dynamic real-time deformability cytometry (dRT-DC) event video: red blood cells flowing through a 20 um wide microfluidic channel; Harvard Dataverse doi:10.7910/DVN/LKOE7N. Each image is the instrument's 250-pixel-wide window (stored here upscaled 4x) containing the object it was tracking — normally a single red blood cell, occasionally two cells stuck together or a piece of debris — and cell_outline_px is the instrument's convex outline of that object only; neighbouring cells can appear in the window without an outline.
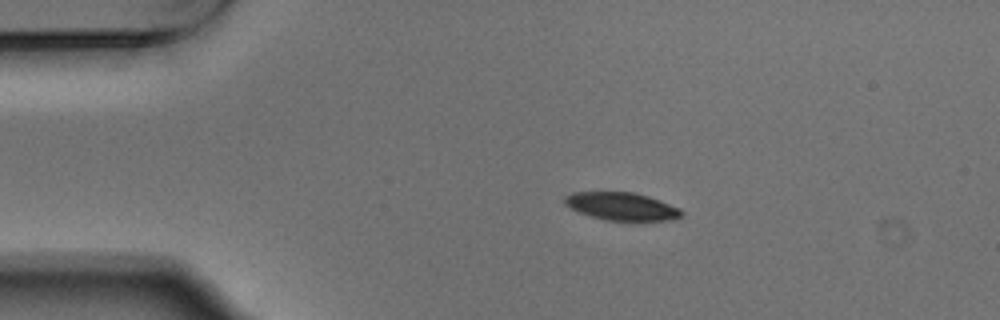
{"species": "Egyptian fruit bat (a non-hibernating species)", "species_latin": "Rousettus aegyptiacus", "temperature_condition": "warm", "stored_images_in_passage": 45, "camera_frame_rate_fps": 3000, "um_per_image_px": 0.085, "animal": {"sex": "male"}, "frame": {"image": 1, "passage_image": 1, "time_ms": 0.0, "image_size_px": [1000, 320], "cell_outline_px": [[684, 212], [680, 216], [672, 220], [640, 224], [636, 224], [604, 220], [580, 212], [564, 204], [564, 196], [572, 192], [632, 192], [648, 196], [660, 200], [680, 208]], "centroid_in_image_um": [52.92, 17.6], "position_along_channel_um": 32.1, "area_um2": 19.83}}
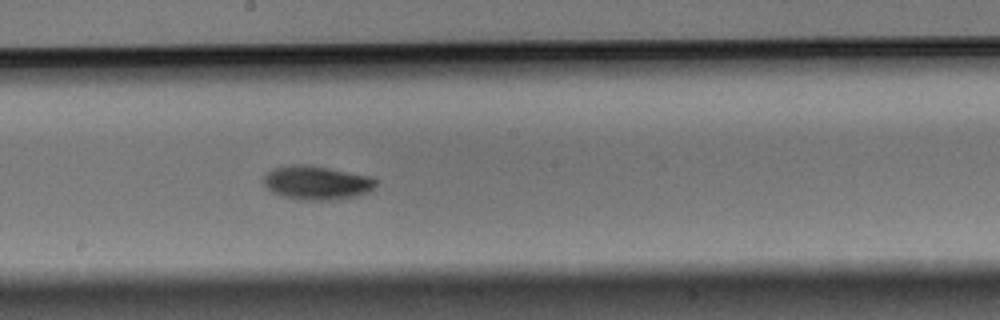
{"frame": {"image": 2, "passage_image": 20, "time_ms": 6.333, "image_size_px": [1000, 320], "cell_outline_px": [[376, 184], [368, 192], [356, 196], [332, 200], [300, 200], [280, 196], [272, 192], [264, 184], [264, 176], [272, 168], [292, 164], [300, 164], [328, 168], [368, 176], [376, 180]], "centroid_in_image_um": [26.87, 15.54], "position_along_channel_um": 221.3, "area_um2": 21.96}}
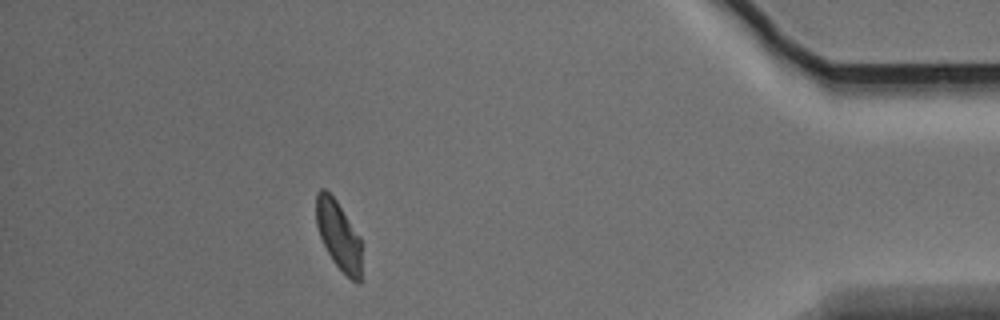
{"frame": {"image": 3, "passage_image": 39, "time_ms": 12.667, "image_size_px": [1000, 320], "cell_outline_px": [[360, 284], [356, 284], [332, 260], [320, 236], [316, 224], [316, 192], [320, 188], [324, 188], [336, 200], [360, 236]], "centroid_in_image_um": [28.76, 19.97], "position_along_channel_um": 406.4, "area_um2": 17.98}, "authors_computed_cell_mechanics": {"area_um2": 20.3456, "velocity_mm_per_s": 3.7045, "shape_relaxation_time_tau1_ms": 1.6867, "shape_relaxation_time_tau2_ms": null, "deformation_change_tau1": 0.1095, "deformation_change_tau2": null}}